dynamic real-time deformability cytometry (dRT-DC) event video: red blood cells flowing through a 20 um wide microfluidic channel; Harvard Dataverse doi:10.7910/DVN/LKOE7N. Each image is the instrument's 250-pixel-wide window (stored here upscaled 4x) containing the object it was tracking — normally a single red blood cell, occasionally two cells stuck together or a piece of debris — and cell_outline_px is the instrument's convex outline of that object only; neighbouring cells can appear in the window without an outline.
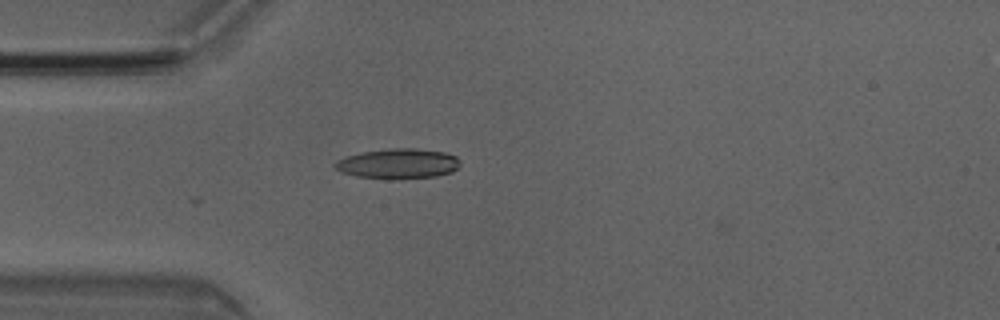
{"species": "Egyptian fruit bat (a non-hibernating species)", "species_latin": "Rousettus aegyptiacus", "temperature_condition": "room temperature", "stored_images_in_passage": 3, "camera_frame_rate_fps": 3000, "um_per_image_px": 0.085, "animal": {"sex": "male"}, "frame": {"image": 1, "passage_image": 1, "time_ms": 0.0, "image_size_px": [1000, 320], "cell_outline_px": [[460, 164], [452, 172], [436, 176], [396, 180], [388, 180], [356, 176], [340, 172], [332, 164], [336, 160], [344, 156], [360, 152], [392, 148], [416, 148], [444, 152], [456, 156], [460, 160]], "centroid_in_image_um": [33.8, 13.92], "position_along_channel_um": 51.2, "area_um2": 22.43}}